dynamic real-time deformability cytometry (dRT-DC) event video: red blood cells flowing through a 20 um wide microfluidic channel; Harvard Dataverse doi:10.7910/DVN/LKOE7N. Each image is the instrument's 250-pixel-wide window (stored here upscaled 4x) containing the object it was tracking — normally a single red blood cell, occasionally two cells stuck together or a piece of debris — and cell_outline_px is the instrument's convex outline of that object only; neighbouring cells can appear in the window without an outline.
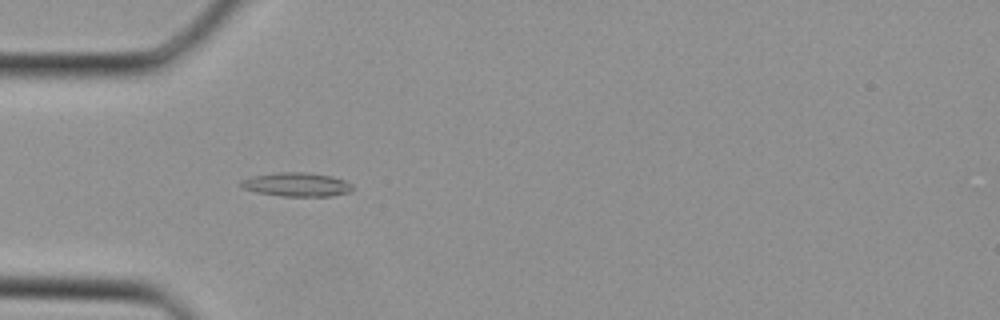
{"species": "Egyptian fruit bat (a non-hibernating species)", "species_latin": "Rousettus aegyptiacus", "temperature_condition": "cold", "stored_images_in_passage": 13, "camera_frame_rate_fps": 3000, "um_per_image_px": 0.085, "animal": {"sex": "female"}, "frame": {"image": 1, "passage_image": 3, "time_ms": 0.667, "image_size_px": [1000, 320], "cell_outline_px": [[352, 188], [348, 192], [332, 196], [280, 196], [256, 192], [244, 188], [236, 184], [240, 180], [252, 176], [280, 172], [304, 172], [332, 176], [344, 180], [352, 184]], "centroid_in_image_um": [25.17, 15.68], "position_along_channel_um": 59.8, "area_um2": 15.55}}
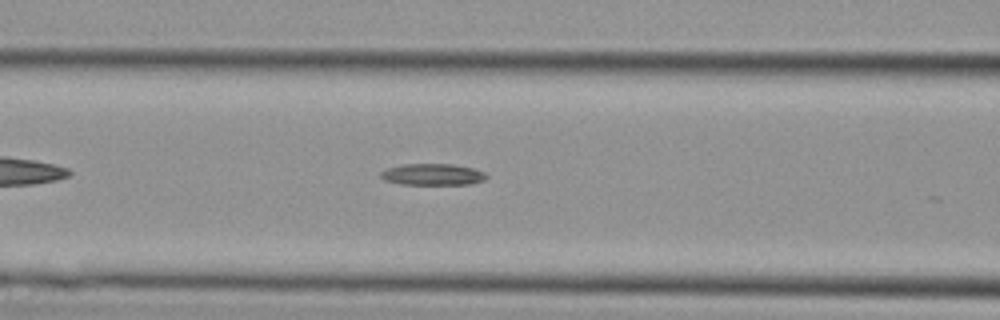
{"frame": {"image": 2, "passage_image": 7, "time_ms": 2.0, "image_size_px": [1000, 320], "cell_outline_px": [[488, 176], [484, 180], [472, 184], [400, 184], [384, 180], [380, 176], [380, 172], [388, 168], [404, 164], [452, 164], [472, 168], [484, 172]], "centroid_in_image_um": [36.77, 14.83], "position_along_channel_um": 129.8, "area_um2": 13.18}}
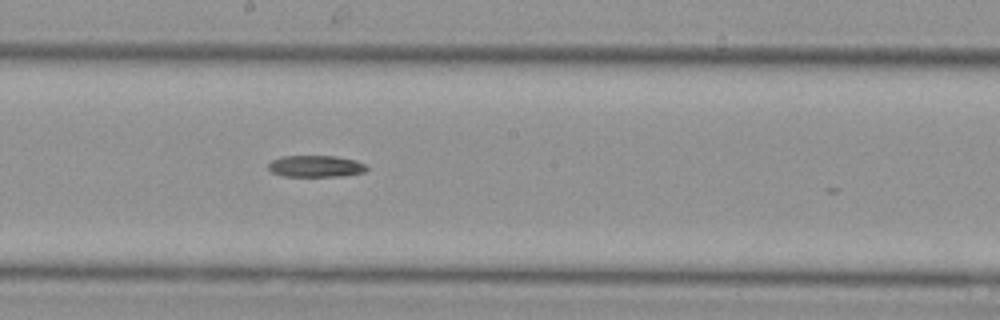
{"frame": {"image": 3, "passage_image": 12, "time_ms": 3.667, "image_size_px": [1000, 320], "cell_outline_px": [[368, 168], [364, 172], [344, 176], [284, 176], [272, 172], [268, 168], [268, 164], [272, 160], [284, 156], [336, 156], [356, 160], [364, 164]], "centroid_in_image_um": [26.85, 14.13], "position_along_channel_um": 221.3, "area_um2": 12.37}}